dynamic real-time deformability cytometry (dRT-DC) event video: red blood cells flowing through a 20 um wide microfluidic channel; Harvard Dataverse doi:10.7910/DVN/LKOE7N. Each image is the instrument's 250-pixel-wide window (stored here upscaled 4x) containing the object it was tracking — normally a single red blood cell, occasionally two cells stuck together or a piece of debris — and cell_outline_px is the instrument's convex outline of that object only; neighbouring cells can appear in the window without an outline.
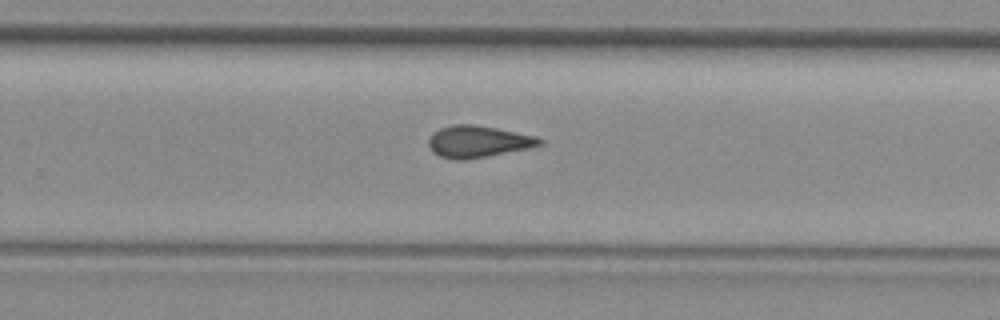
{"species": "common noctule bat (a hibernating species)", "species_latin": "Nyctalus noctula", "temperature_condition": "room temperature", "stored_images_in_passage": 20, "camera_frame_rate_fps": 3000, "um_per_image_px": 0.085, "animal": {"sex": "female", "body_mass_g": 29.2, "forearm_length_mm": 56.3}, "frame": {"image": 1, "passage_image": 14, "time_ms": 4.333, "image_size_px": [1000, 320], "cell_outline_px": [[544, 144], [528, 148], [488, 156], [464, 160], [456, 160], [440, 156], [432, 152], [428, 144], [428, 140], [432, 132], [440, 128], [452, 124], [472, 124], [496, 128], [536, 136], [544, 140]], "centroid_in_image_um": [40.61, 12.03], "position_along_channel_um": 289.2, "area_um2": 20.63}}
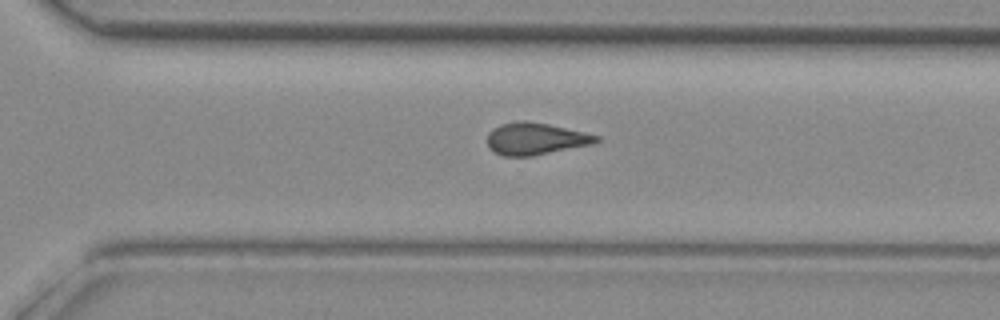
{"frame": {"image": 2, "passage_image": 16, "time_ms": 5.0, "image_size_px": [1000, 320], "cell_outline_px": [[600, 140], [592, 144], [532, 156], [504, 156], [492, 152], [488, 148], [488, 132], [492, 128], [500, 124], [516, 120], [524, 120], [548, 124], [584, 132], [600, 136]], "centroid_in_image_um": [45.47, 11.79], "position_along_channel_um": 325.1, "area_um2": 20.46}}